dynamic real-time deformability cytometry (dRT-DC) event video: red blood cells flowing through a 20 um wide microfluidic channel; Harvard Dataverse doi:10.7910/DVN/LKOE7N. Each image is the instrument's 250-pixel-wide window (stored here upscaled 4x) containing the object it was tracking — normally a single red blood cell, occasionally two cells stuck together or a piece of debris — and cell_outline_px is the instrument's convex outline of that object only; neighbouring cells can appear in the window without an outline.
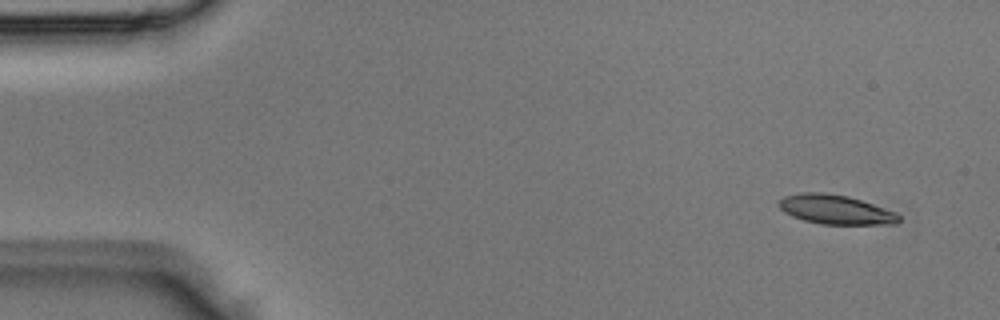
{"species": "Egyptian fruit bat (a non-hibernating species)", "species_latin": "Rousettus aegyptiacus", "temperature_condition": "room temperature", "stored_images_in_passage": 3, "segment_of_instrument_passage": [2, 2], "camera_frame_rate_fps": 3000, "um_per_image_px": 0.085, "animal": {"sex": "male"}, "frame": {"image": 1, "passage_image": 3, "time_ms": 0.667, "image_size_px": [1000, 320], "cell_outline_px": [[900, 220], [896, 224], [820, 224], [804, 220], [792, 216], [784, 212], [780, 208], [780, 200], [784, 196], [800, 192], [824, 192], [848, 196], [896, 212], [900, 216]], "centroid_in_image_um": [71.02, 17.81], "position_along_channel_um": 14.0, "area_um2": 20.4}}